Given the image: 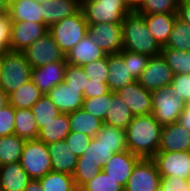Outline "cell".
Listing matches in <instances>:
<instances>
[{"label": "cell", "instance_id": "1", "mask_svg": "<svg viewBox=\"0 0 190 191\" xmlns=\"http://www.w3.org/2000/svg\"><path fill=\"white\" fill-rule=\"evenodd\" d=\"M161 128L152 114L134 116L125 130L127 149L140 158H153L160 145Z\"/></svg>", "mask_w": 190, "mask_h": 191}, {"label": "cell", "instance_id": "2", "mask_svg": "<svg viewBox=\"0 0 190 191\" xmlns=\"http://www.w3.org/2000/svg\"><path fill=\"white\" fill-rule=\"evenodd\" d=\"M123 49L148 57L161 54V47L150 34L144 17L135 10L122 21Z\"/></svg>", "mask_w": 190, "mask_h": 191}, {"label": "cell", "instance_id": "3", "mask_svg": "<svg viewBox=\"0 0 190 191\" xmlns=\"http://www.w3.org/2000/svg\"><path fill=\"white\" fill-rule=\"evenodd\" d=\"M81 10L88 25L122 23L133 11L126 0H81Z\"/></svg>", "mask_w": 190, "mask_h": 191}, {"label": "cell", "instance_id": "4", "mask_svg": "<svg viewBox=\"0 0 190 191\" xmlns=\"http://www.w3.org/2000/svg\"><path fill=\"white\" fill-rule=\"evenodd\" d=\"M31 71L23 51H7L0 58L1 89L9 96L31 79Z\"/></svg>", "mask_w": 190, "mask_h": 191}, {"label": "cell", "instance_id": "5", "mask_svg": "<svg viewBox=\"0 0 190 191\" xmlns=\"http://www.w3.org/2000/svg\"><path fill=\"white\" fill-rule=\"evenodd\" d=\"M88 24L80 9L72 16L53 24L49 32L61 51L66 55L81 39L87 35Z\"/></svg>", "mask_w": 190, "mask_h": 191}, {"label": "cell", "instance_id": "6", "mask_svg": "<svg viewBox=\"0 0 190 191\" xmlns=\"http://www.w3.org/2000/svg\"><path fill=\"white\" fill-rule=\"evenodd\" d=\"M20 163L31 179H40L52 171L47 144L38 140H26Z\"/></svg>", "mask_w": 190, "mask_h": 191}, {"label": "cell", "instance_id": "7", "mask_svg": "<svg viewBox=\"0 0 190 191\" xmlns=\"http://www.w3.org/2000/svg\"><path fill=\"white\" fill-rule=\"evenodd\" d=\"M152 115L161 124L178 122L184 107L185 101L174 97L166 87L151 91Z\"/></svg>", "mask_w": 190, "mask_h": 191}, {"label": "cell", "instance_id": "8", "mask_svg": "<svg viewBox=\"0 0 190 191\" xmlns=\"http://www.w3.org/2000/svg\"><path fill=\"white\" fill-rule=\"evenodd\" d=\"M161 175L152 158H141L134 166L124 191H159Z\"/></svg>", "mask_w": 190, "mask_h": 191}, {"label": "cell", "instance_id": "9", "mask_svg": "<svg viewBox=\"0 0 190 191\" xmlns=\"http://www.w3.org/2000/svg\"><path fill=\"white\" fill-rule=\"evenodd\" d=\"M23 53L32 69L56 61H66L65 54L56 44L49 31L28 46Z\"/></svg>", "mask_w": 190, "mask_h": 191}, {"label": "cell", "instance_id": "10", "mask_svg": "<svg viewBox=\"0 0 190 191\" xmlns=\"http://www.w3.org/2000/svg\"><path fill=\"white\" fill-rule=\"evenodd\" d=\"M122 23L88 25L87 35L105 54H116L123 49Z\"/></svg>", "mask_w": 190, "mask_h": 191}, {"label": "cell", "instance_id": "11", "mask_svg": "<svg viewBox=\"0 0 190 191\" xmlns=\"http://www.w3.org/2000/svg\"><path fill=\"white\" fill-rule=\"evenodd\" d=\"M173 78V71L162 54H158L150 57L146 68L137 81L146 90L153 91L167 87L171 84Z\"/></svg>", "mask_w": 190, "mask_h": 191}, {"label": "cell", "instance_id": "12", "mask_svg": "<svg viewBox=\"0 0 190 191\" xmlns=\"http://www.w3.org/2000/svg\"><path fill=\"white\" fill-rule=\"evenodd\" d=\"M152 159L161 176L190 177V151H158Z\"/></svg>", "mask_w": 190, "mask_h": 191}, {"label": "cell", "instance_id": "13", "mask_svg": "<svg viewBox=\"0 0 190 191\" xmlns=\"http://www.w3.org/2000/svg\"><path fill=\"white\" fill-rule=\"evenodd\" d=\"M126 103L134 116L152 114L151 91L142 87L137 80L115 92Z\"/></svg>", "mask_w": 190, "mask_h": 191}, {"label": "cell", "instance_id": "14", "mask_svg": "<svg viewBox=\"0 0 190 191\" xmlns=\"http://www.w3.org/2000/svg\"><path fill=\"white\" fill-rule=\"evenodd\" d=\"M49 31L43 23L17 21L12 22L11 50L24 51Z\"/></svg>", "mask_w": 190, "mask_h": 191}, {"label": "cell", "instance_id": "15", "mask_svg": "<svg viewBox=\"0 0 190 191\" xmlns=\"http://www.w3.org/2000/svg\"><path fill=\"white\" fill-rule=\"evenodd\" d=\"M141 158L129 150L114 153L102 167V171L123 187L128 182L132 170Z\"/></svg>", "mask_w": 190, "mask_h": 191}, {"label": "cell", "instance_id": "16", "mask_svg": "<svg viewBox=\"0 0 190 191\" xmlns=\"http://www.w3.org/2000/svg\"><path fill=\"white\" fill-rule=\"evenodd\" d=\"M67 64L66 61H56L41 67L33 68L31 71V79L45 95L54 86L64 81Z\"/></svg>", "mask_w": 190, "mask_h": 191}, {"label": "cell", "instance_id": "17", "mask_svg": "<svg viewBox=\"0 0 190 191\" xmlns=\"http://www.w3.org/2000/svg\"><path fill=\"white\" fill-rule=\"evenodd\" d=\"M158 151H190V131L179 122L162 125Z\"/></svg>", "mask_w": 190, "mask_h": 191}, {"label": "cell", "instance_id": "18", "mask_svg": "<svg viewBox=\"0 0 190 191\" xmlns=\"http://www.w3.org/2000/svg\"><path fill=\"white\" fill-rule=\"evenodd\" d=\"M47 95L61 113L81 109L84 101L83 91L70 87L64 81L54 86Z\"/></svg>", "mask_w": 190, "mask_h": 191}, {"label": "cell", "instance_id": "19", "mask_svg": "<svg viewBox=\"0 0 190 191\" xmlns=\"http://www.w3.org/2000/svg\"><path fill=\"white\" fill-rule=\"evenodd\" d=\"M81 9V0H47L42 3L43 24L50 28Z\"/></svg>", "mask_w": 190, "mask_h": 191}, {"label": "cell", "instance_id": "20", "mask_svg": "<svg viewBox=\"0 0 190 191\" xmlns=\"http://www.w3.org/2000/svg\"><path fill=\"white\" fill-rule=\"evenodd\" d=\"M47 147L51 158L52 170L73 175L78 156L71 151L65 140L47 144Z\"/></svg>", "mask_w": 190, "mask_h": 191}, {"label": "cell", "instance_id": "21", "mask_svg": "<svg viewBox=\"0 0 190 191\" xmlns=\"http://www.w3.org/2000/svg\"><path fill=\"white\" fill-rule=\"evenodd\" d=\"M105 55L102 49L86 35L65 55V60L68 64L82 67L103 58Z\"/></svg>", "mask_w": 190, "mask_h": 191}, {"label": "cell", "instance_id": "22", "mask_svg": "<svg viewBox=\"0 0 190 191\" xmlns=\"http://www.w3.org/2000/svg\"><path fill=\"white\" fill-rule=\"evenodd\" d=\"M30 181L20 161L0 166V191H23Z\"/></svg>", "mask_w": 190, "mask_h": 191}, {"label": "cell", "instance_id": "23", "mask_svg": "<svg viewBox=\"0 0 190 191\" xmlns=\"http://www.w3.org/2000/svg\"><path fill=\"white\" fill-rule=\"evenodd\" d=\"M8 13L13 22L43 23L42 4L34 0H8Z\"/></svg>", "mask_w": 190, "mask_h": 191}, {"label": "cell", "instance_id": "24", "mask_svg": "<svg viewBox=\"0 0 190 191\" xmlns=\"http://www.w3.org/2000/svg\"><path fill=\"white\" fill-rule=\"evenodd\" d=\"M142 16L155 41L161 48L165 47L172 32L177 14H150Z\"/></svg>", "mask_w": 190, "mask_h": 191}, {"label": "cell", "instance_id": "25", "mask_svg": "<svg viewBox=\"0 0 190 191\" xmlns=\"http://www.w3.org/2000/svg\"><path fill=\"white\" fill-rule=\"evenodd\" d=\"M107 61L109 70L107 84L111 92H116L135 81L129 74V68L123 62V57L119 53L107 54Z\"/></svg>", "mask_w": 190, "mask_h": 191}, {"label": "cell", "instance_id": "26", "mask_svg": "<svg viewBox=\"0 0 190 191\" xmlns=\"http://www.w3.org/2000/svg\"><path fill=\"white\" fill-rule=\"evenodd\" d=\"M70 132L69 113H60L49 123L43 124L37 139L51 144L64 140Z\"/></svg>", "mask_w": 190, "mask_h": 191}, {"label": "cell", "instance_id": "27", "mask_svg": "<svg viewBox=\"0 0 190 191\" xmlns=\"http://www.w3.org/2000/svg\"><path fill=\"white\" fill-rule=\"evenodd\" d=\"M134 115L125 102L115 93L111 92V101L104 120L105 124L126 130Z\"/></svg>", "mask_w": 190, "mask_h": 191}, {"label": "cell", "instance_id": "28", "mask_svg": "<svg viewBox=\"0 0 190 191\" xmlns=\"http://www.w3.org/2000/svg\"><path fill=\"white\" fill-rule=\"evenodd\" d=\"M70 131L80 132L95 137L103 125V121L82 108L69 113Z\"/></svg>", "mask_w": 190, "mask_h": 191}, {"label": "cell", "instance_id": "29", "mask_svg": "<svg viewBox=\"0 0 190 191\" xmlns=\"http://www.w3.org/2000/svg\"><path fill=\"white\" fill-rule=\"evenodd\" d=\"M44 94L35 85V83L30 79L28 82L21 85L18 89L12 92L8 96L9 103L15 109L31 107L43 96Z\"/></svg>", "mask_w": 190, "mask_h": 191}, {"label": "cell", "instance_id": "30", "mask_svg": "<svg viewBox=\"0 0 190 191\" xmlns=\"http://www.w3.org/2000/svg\"><path fill=\"white\" fill-rule=\"evenodd\" d=\"M26 139L16 134L0 137V166L21 160Z\"/></svg>", "mask_w": 190, "mask_h": 191}, {"label": "cell", "instance_id": "31", "mask_svg": "<svg viewBox=\"0 0 190 191\" xmlns=\"http://www.w3.org/2000/svg\"><path fill=\"white\" fill-rule=\"evenodd\" d=\"M14 134L26 140L38 138L39 129L31 109H15Z\"/></svg>", "mask_w": 190, "mask_h": 191}, {"label": "cell", "instance_id": "32", "mask_svg": "<svg viewBox=\"0 0 190 191\" xmlns=\"http://www.w3.org/2000/svg\"><path fill=\"white\" fill-rule=\"evenodd\" d=\"M114 153H118V148H110L101 142V139L92 137L87 149L78 157L77 162H96L101 168Z\"/></svg>", "mask_w": 190, "mask_h": 191}, {"label": "cell", "instance_id": "33", "mask_svg": "<svg viewBox=\"0 0 190 191\" xmlns=\"http://www.w3.org/2000/svg\"><path fill=\"white\" fill-rule=\"evenodd\" d=\"M43 191H77L73 176L67 173L50 171L38 179Z\"/></svg>", "mask_w": 190, "mask_h": 191}, {"label": "cell", "instance_id": "34", "mask_svg": "<svg viewBox=\"0 0 190 191\" xmlns=\"http://www.w3.org/2000/svg\"><path fill=\"white\" fill-rule=\"evenodd\" d=\"M161 54L174 75L190 74V52L162 47Z\"/></svg>", "mask_w": 190, "mask_h": 191}, {"label": "cell", "instance_id": "35", "mask_svg": "<svg viewBox=\"0 0 190 191\" xmlns=\"http://www.w3.org/2000/svg\"><path fill=\"white\" fill-rule=\"evenodd\" d=\"M163 48L190 52V25L176 17L169 40Z\"/></svg>", "mask_w": 190, "mask_h": 191}, {"label": "cell", "instance_id": "36", "mask_svg": "<svg viewBox=\"0 0 190 191\" xmlns=\"http://www.w3.org/2000/svg\"><path fill=\"white\" fill-rule=\"evenodd\" d=\"M31 110L39 131L43 128V124L49 123L53 118L61 113L47 94L43 95L31 107Z\"/></svg>", "mask_w": 190, "mask_h": 191}, {"label": "cell", "instance_id": "37", "mask_svg": "<svg viewBox=\"0 0 190 191\" xmlns=\"http://www.w3.org/2000/svg\"><path fill=\"white\" fill-rule=\"evenodd\" d=\"M110 148H118V152L127 151L125 130L103 123L98 134L95 136Z\"/></svg>", "mask_w": 190, "mask_h": 191}, {"label": "cell", "instance_id": "38", "mask_svg": "<svg viewBox=\"0 0 190 191\" xmlns=\"http://www.w3.org/2000/svg\"><path fill=\"white\" fill-rule=\"evenodd\" d=\"M179 0H143L135 11L140 15L177 14Z\"/></svg>", "mask_w": 190, "mask_h": 191}, {"label": "cell", "instance_id": "39", "mask_svg": "<svg viewBox=\"0 0 190 191\" xmlns=\"http://www.w3.org/2000/svg\"><path fill=\"white\" fill-rule=\"evenodd\" d=\"M80 191H123L124 187L100 171L92 180L85 183Z\"/></svg>", "mask_w": 190, "mask_h": 191}, {"label": "cell", "instance_id": "40", "mask_svg": "<svg viewBox=\"0 0 190 191\" xmlns=\"http://www.w3.org/2000/svg\"><path fill=\"white\" fill-rule=\"evenodd\" d=\"M110 101L111 91L105 95L92 98H84L82 109L88 113H91L104 122Z\"/></svg>", "mask_w": 190, "mask_h": 191}, {"label": "cell", "instance_id": "41", "mask_svg": "<svg viewBox=\"0 0 190 191\" xmlns=\"http://www.w3.org/2000/svg\"><path fill=\"white\" fill-rule=\"evenodd\" d=\"M119 54L123 57V62L129 68V74L137 80L146 68L150 57L124 49Z\"/></svg>", "mask_w": 190, "mask_h": 191}, {"label": "cell", "instance_id": "42", "mask_svg": "<svg viewBox=\"0 0 190 191\" xmlns=\"http://www.w3.org/2000/svg\"><path fill=\"white\" fill-rule=\"evenodd\" d=\"M100 171L102 168L96 162H77L72 175L77 189L92 180Z\"/></svg>", "mask_w": 190, "mask_h": 191}, {"label": "cell", "instance_id": "43", "mask_svg": "<svg viewBox=\"0 0 190 191\" xmlns=\"http://www.w3.org/2000/svg\"><path fill=\"white\" fill-rule=\"evenodd\" d=\"M82 68L84 69L88 80L107 83L109 73L107 54L101 59L82 66Z\"/></svg>", "mask_w": 190, "mask_h": 191}, {"label": "cell", "instance_id": "44", "mask_svg": "<svg viewBox=\"0 0 190 191\" xmlns=\"http://www.w3.org/2000/svg\"><path fill=\"white\" fill-rule=\"evenodd\" d=\"M174 97L190 101V74L174 75L170 85L166 87Z\"/></svg>", "mask_w": 190, "mask_h": 191}, {"label": "cell", "instance_id": "45", "mask_svg": "<svg viewBox=\"0 0 190 191\" xmlns=\"http://www.w3.org/2000/svg\"><path fill=\"white\" fill-rule=\"evenodd\" d=\"M64 82L70 87H74L75 89H79L84 92L88 79L81 66L67 64Z\"/></svg>", "mask_w": 190, "mask_h": 191}, {"label": "cell", "instance_id": "46", "mask_svg": "<svg viewBox=\"0 0 190 191\" xmlns=\"http://www.w3.org/2000/svg\"><path fill=\"white\" fill-rule=\"evenodd\" d=\"M12 22L8 12L0 15V58L11 50Z\"/></svg>", "mask_w": 190, "mask_h": 191}, {"label": "cell", "instance_id": "47", "mask_svg": "<svg viewBox=\"0 0 190 191\" xmlns=\"http://www.w3.org/2000/svg\"><path fill=\"white\" fill-rule=\"evenodd\" d=\"M15 129V108L6 104L0 110V137L14 134Z\"/></svg>", "mask_w": 190, "mask_h": 191}, {"label": "cell", "instance_id": "48", "mask_svg": "<svg viewBox=\"0 0 190 191\" xmlns=\"http://www.w3.org/2000/svg\"><path fill=\"white\" fill-rule=\"evenodd\" d=\"M92 137L80 132L71 131L64 139L71 151L78 157L87 149Z\"/></svg>", "mask_w": 190, "mask_h": 191}, {"label": "cell", "instance_id": "49", "mask_svg": "<svg viewBox=\"0 0 190 191\" xmlns=\"http://www.w3.org/2000/svg\"><path fill=\"white\" fill-rule=\"evenodd\" d=\"M159 191H189L187 179L176 176H161Z\"/></svg>", "mask_w": 190, "mask_h": 191}, {"label": "cell", "instance_id": "50", "mask_svg": "<svg viewBox=\"0 0 190 191\" xmlns=\"http://www.w3.org/2000/svg\"><path fill=\"white\" fill-rule=\"evenodd\" d=\"M108 92H110V89L107 83H101V82L88 80L83 92V96L84 98H92V97L105 95Z\"/></svg>", "mask_w": 190, "mask_h": 191}, {"label": "cell", "instance_id": "51", "mask_svg": "<svg viewBox=\"0 0 190 191\" xmlns=\"http://www.w3.org/2000/svg\"><path fill=\"white\" fill-rule=\"evenodd\" d=\"M177 17L190 25V0H179Z\"/></svg>", "mask_w": 190, "mask_h": 191}, {"label": "cell", "instance_id": "52", "mask_svg": "<svg viewBox=\"0 0 190 191\" xmlns=\"http://www.w3.org/2000/svg\"><path fill=\"white\" fill-rule=\"evenodd\" d=\"M178 122L190 131V101L185 102L184 110L179 117Z\"/></svg>", "mask_w": 190, "mask_h": 191}, {"label": "cell", "instance_id": "53", "mask_svg": "<svg viewBox=\"0 0 190 191\" xmlns=\"http://www.w3.org/2000/svg\"><path fill=\"white\" fill-rule=\"evenodd\" d=\"M23 191H43V188L38 179H31Z\"/></svg>", "mask_w": 190, "mask_h": 191}, {"label": "cell", "instance_id": "54", "mask_svg": "<svg viewBox=\"0 0 190 191\" xmlns=\"http://www.w3.org/2000/svg\"><path fill=\"white\" fill-rule=\"evenodd\" d=\"M9 103L8 95L0 89V110Z\"/></svg>", "mask_w": 190, "mask_h": 191}, {"label": "cell", "instance_id": "55", "mask_svg": "<svg viewBox=\"0 0 190 191\" xmlns=\"http://www.w3.org/2000/svg\"><path fill=\"white\" fill-rule=\"evenodd\" d=\"M8 12V0H0V15Z\"/></svg>", "mask_w": 190, "mask_h": 191}, {"label": "cell", "instance_id": "56", "mask_svg": "<svg viewBox=\"0 0 190 191\" xmlns=\"http://www.w3.org/2000/svg\"><path fill=\"white\" fill-rule=\"evenodd\" d=\"M130 7L135 10L143 0H126Z\"/></svg>", "mask_w": 190, "mask_h": 191}, {"label": "cell", "instance_id": "57", "mask_svg": "<svg viewBox=\"0 0 190 191\" xmlns=\"http://www.w3.org/2000/svg\"><path fill=\"white\" fill-rule=\"evenodd\" d=\"M34 1H37L38 3H44V2H46L47 0H34Z\"/></svg>", "mask_w": 190, "mask_h": 191}, {"label": "cell", "instance_id": "58", "mask_svg": "<svg viewBox=\"0 0 190 191\" xmlns=\"http://www.w3.org/2000/svg\"><path fill=\"white\" fill-rule=\"evenodd\" d=\"M187 183H188V189L190 191V177L187 179Z\"/></svg>", "mask_w": 190, "mask_h": 191}, {"label": "cell", "instance_id": "59", "mask_svg": "<svg viewBox=\"0 0 190 191\" xmlns=\"http://www.w3.org/2000/svg\"><path fill=\"white\" fill-rule=\"evenodd\" d=\"M0 89H1V72H0Z\"/></svg>", "mask_w": 190, "mask_h": 191}]
</instances>
